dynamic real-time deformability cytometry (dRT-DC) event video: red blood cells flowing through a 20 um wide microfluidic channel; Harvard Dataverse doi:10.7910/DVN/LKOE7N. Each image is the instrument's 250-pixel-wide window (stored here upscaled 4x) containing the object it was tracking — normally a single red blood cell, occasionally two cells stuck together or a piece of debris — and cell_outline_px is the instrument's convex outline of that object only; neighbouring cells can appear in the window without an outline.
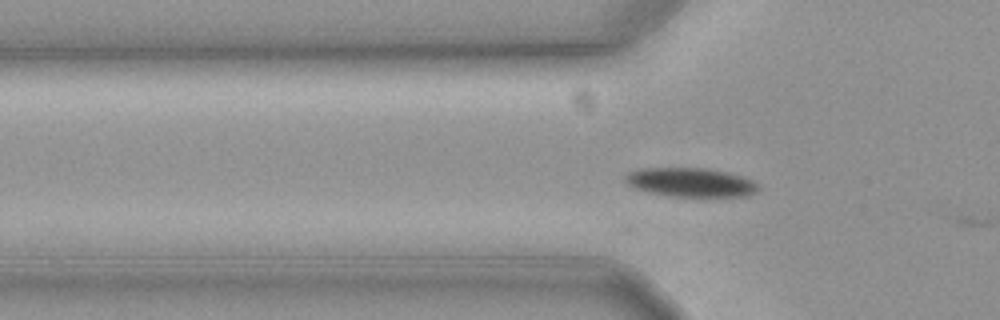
{"species": "common noctule bat (a hibernating species)", "species_latin": "Nyctalus noctula", "temperature_condition": "cold", "stored_images_in_passage": 6, "camera_frame_rate_fps": 3000, "um_per_image_px": 0.085, "animal": {"sex": "female", "body_mass_g": 19.3, "forearm_length_mm": 54.1}, "frame": {"image": 1, "passage_image": 5, "time_ms": 1.333, "image_size_px": [1000, 320], "cell_outline_px": [[760, 188], [756, 192], [748, 196], [668, 196], [648, 192], [636, 188], [628, 184], [624, 180], [624, 176], [628, 172], [644, 168], [704, 168], [728, 172], [752, 180]], "centroid_in_image_um": [58.69, 15.5], "position_along_channel_um": 67.1, "area_um2": 22.37}}